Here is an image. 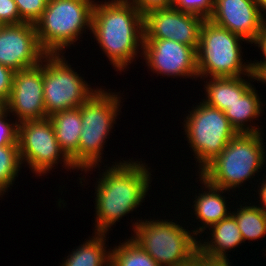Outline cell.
Instances as JSON below:
<instances>
[{
  "label": "cell",
  "mask_w": 266,
  "mask_h": 266,
  "mask_svg": "<svg viewBox=\"0 0 266 266\" xmlns=\"http://www.w3.org/2000/svg\"><path fill=\"white\" fill-rule=\"evenodd\" d=\"M104 166L95 185V224L93 233L108 234L115 222L144 202L151 184L150 167L137 159ZM105 170V171H104Z\"/></svg>",
  "instance_id": "cell-1"
},
{
  "label": "cell",
  "mask_w": 266,
  "mask_h": 266,
  "mask_svg": "<svg viewBox=\"0 0 266 266\" xmlns=\"http://www.w3.org/2000/svg\"><path fill=\"white\" fill-rule=\"evenodd\" d=\"M90 32L117 72L143 55V15L128 0L95 2Z\"/></svg>",
  "instance_id": "cell-2"
},
{
  "label": "cell",
  "mask_w": 266,
  "mask_h": 266,
  "mask_svg": "<svg viewBox=\"0 0 266 266\" xmlns=\"http://www.w3.org/2000/svg\"><path fill=\"white\" fill-rule=\"evenodd\" d=\"M263 134L237 133L198 174L213 186L228 192L243 188L244 183L255 178L266 164Z\"/></svg>",
  "instance_id": "cell-3"
},
{
  "label": "cell",
  "mask_w": 266,
  "mask_h": 266,
  "mask_svg": "<svg viewBox=\"0 0 266 266\" xmlns=\"http://www.w3.org/2000/svg\"><path fill=\"white\" fill-rule=\"evenodd\" d=\"M119 93L100 87L81 105L82 131L78 146V170L85 174L93 171V168H100L103 161L104 145L108 141L106 139L121 112L122 97Z\"/></svg>",
  "instance_id": "cell-4"
},
{
  "label": "cell",
  "mask_w": 266,
  "mask_h": 266,
  "mask_svg": "<svg viewBox=\"0 0 266 266\" xmlns=\"http://www.w3.org/2000/svg\"><path fill=\"white\" fill-rule=\"evenodd\" d=\"M95 0H48L35 23L39 44L47 54H64V49L91 30ZM85 31V32H84Z\"/></svg>",
  "instance_id": "cell-5"
},
{
  "label": "cell",
  "mask_w": 266,
  "mask_h": 266,
  "mask_svg": "<svg viewBox=\"0 0 266 266\" xmlns=\"http://www.w3.org/2000/svg\"><path fill=\"white\" fill-rule=\"evenodd\" d=\"M242 41L249 43L241 36L205 19L196 50L198 77L204 81L208 76L245 77L252 74L251 62H243Z\"/></svg>",
  "instance_id": "cell-6"
},
{
  "label": "cell",
  "mask_w": 266,
  "mask_h": 266,
  "mask_svg": "<svg viewBox=\"0 0 266 266\" xmlns=\"http://www.w3.org/2000/svg\"><path fill=\"white\" fill-rule=\"evenodd\" d=\"M133 223L131 238L160 266H179L198 250V238L173 219H140Z\"/></svg>",
  "instance_id": "cell-7"
},
{
  "label": "cell",
  "mask_w": 266,
  "mask_h": 266,
  "mask_svg": "<svg viewBox=\"0 0 266 266\" xmlns=\"http://www.w3.org/2000/svg\"><path fill=\"white\" fill-rule=\"evenodd\" d=\"M198 104L193 105L183 121L186 141L192 148L196 164L199 163L197 173L217 157L237 134L223 111L203 101Z\"/></svg>",
  "instance_id": "cell-8"
},
{
  "label": "cell",
  "mask_w": 266,
  "mask_h": 266,
  "mask_svg": "<svg viewBox=\"0 0 266 266\" xmlns=\"http://www.w3.org/2000/svg\"><path fill=\"white\" fill-rule=\"evenodd\" d=\"M68 64L62 54L43 58V95L47 116L80 107L96 90Z\"/></svg>",
  "instance_id": "cell-9"
},
{
  "label": "cell",
  "mask_w": 266,
  "mask_h": 266,
  "mask_svg": "<svg viewBox=\"0 0 266 266\" xmlns=\"http://www.w3.org/2000/svg\"><path fill=\"white\" fill-rule=\"evenodd\" d=\"M17 142L22 165L26 162L37 177L50 173L49 171L60 161L63 162L62 167L65 169H75L60 148L49 118L18 123Z\"/></svg>",
  "instance_id": "cell-10"
},
{
  "label": "cell",
  "mask_w": 266,
  "mask_h": 266,
  "mask_svg": "<svg viewBox=\"0 0 266 266\" xmlns=\"http://www.w3.org/2000/svg\"><path fill=\"white\" fill-rule=\"evenodd\" d=\"M142 57L157 76L198 78L196 49L191 46L169 39H144Z\"/></svg>",
  "instance_id": "cell-11"
},
{
  "label": "cell",
  "mask_w": 266,
  "mask_h": 266,
  "mask_svg": "<svg viewBox=\"0 0 266 266\" xmlns=\"http://www.w3.org/2000/svg\"><path fill=\"white\" fill-rule=\"evenodd\" d=\"M204 21L201 16L174 6L156 9L143 16L144 39H169L197 50Z\"/></svg>",
  "instance_id": "cell-12"
},
{
  "label": "cell",
  "mask_w": 266,
  "mask_h": 266,
  "mask_svg": "<svg viewBox=\"0 0 266 266\" xmlns=\"http://www.w3.org/2000/svg\"><path fill=\"white\" fill-rule=\"evenodd\" d=\"M47 53L38 41L35 24L20 23L0 28V64L14 72L36 67Z\"/></svg>",
  "instance_id": "cell-13"
},
{
  "label": "cell",
  "mask_w": 266,
  "mask_h": 266,
  "mask_svg": "<svg viewBox=\"0 0 266 266\" xmlns=\"http://www.w3.org/2000/svg\"><path fill=\"white\" fill-rule=\"evenodd\" d=\"M5 109L17 117L18 123L48 118L43 95V60L36 67L15 72Z\"/></svg>",
  "instance_id": "cell-14"
},
{
  "label": "cell",
  "mask_w": 266,
  "mask_h": 266,
  "mask_svg": "<svg viewBox=\"0 0 266 266\" xmlns=\"http://www.w3.org/2000/svg\"><path fill=\"white\" fill-rule=\"evenodd\" d=\"M209 20L253 44L262 30L257 0H215Z\"/></svg>",
  "instance_id": "cell-15"
},
{
  "label": "cell",
  "mask_w": 266,
  "mask_h": 266,
  "mask_svg": "<svg viewBox=\"0 0 266 266\" xmlns=\"http://www.w3.org/2000/svg\"><path fill=\"white\" fill-rule=\"evenodd\" d=\"M198 176L200 184H203L201 188L202 193L195 195L194 204L191 207L194 208L193 213L196 216L195 219H199V222L202 223L199 224V227L192 230L196 237L200 234V238L207 228L229 216L232 211L231 208L228 207L230 206V202H227L228 200H226L227 198H225V195L223 196V193L225 194L227 190L213 186L200 175ZM203 189L205 191H203ZM228 209L230 211H228Z\"/></svg>",
  "instance_id": "cell-16"
},
{
  "label": "cell",
  "mask_w": 266,
  "mask_h": 266,
  "mask_svg": "<svg viewBox=\"0 0 266 266\" xmlns=\"http://www.w3.org/2000/svg\"><path fill=\"white\" fill-rule=\"evenodd\" d=\"M211 238L198 240V251L202 254L214 258H227L232 249L244 243L242 234L237 222L232 214L210 226ZM209 239V240H208ZM207 241V242H206ZM239 245V246H238Z\"/></svg>",
  "instance_id": "cell-17"
},
{
  "label": "cell",
  "mask_w": 266,
  "mask_h": 266,
  "mask_svg": "<svg viewBox=\"0 0 266 266\" xmlns=\"http://www.w3.org/2000/svg\"><path fill=\"white\" fill-rule=\"evenodd\" d=\"M242 77H210V79H206L204 85L206 96L201 101L224 112L238 97H242L253 86L250 82H254L253 74L247 75L248 79Z\"/></svg>",
  "instance_id": "cell-18"
},
{
  "label": "cell",
  "mask_w": 266,
  "mask_h": 266,
  "mask_svg": "<svg viewBox=\"0 0 266 266\" xmlns=\"http://www.w3.org/2000/svg\"><path fill=\"white\" fill-rule=\"evenodd\" d=\"M48 118L60 148L78 171V146L82 131L81 106L54 113Z\"/></svg>",
  "instance_id": "cell-19"
},
{
  "label": "cell",
  "mask_w": 266,
  "mask_h": 266,
  "mask_svg": "<svg viewBox=\"0 0 266 266\" xmlns=\"http://www.w3.org/2000/svg\"><path fill=\"white\" fill-rule=\"evenodd\" d=\"M261 99L262 98H260L253 85L242 97H238V99L224 111L225 116L237 133L262 132L263 128L259 126L257 128L255 123L254 125L251 123L254 119L257 120L264 111L262 110L264 103Z\"/></svg>",
  "instance_id": "cell-20"
},
{
  "label": "cell",
  "mask_w": 266,
  "mask_h": 266,
  "mask_svg": "<svg viewBox=\"0 0 266 266\" xmlns=\"http://www.w3.org/2000/svg\"><path fill=\"white\" fill-rule=\"evenodd\" d=\"M92 237L72 251L60 266H110L111 249L106 245V233H92ZM108 249V251L106 250Z\"/></svg>",
  "instance_id": "cell-21"
},
{
  "label": "cell",
  "mask_w": 266,
  "mask_h": 266,
  "mask_svg": "<svg viewBox=\"0 0 266 266\" xmlns=\"http://www.w3.org/2000/svg\"><path fill=\"white\" fill-rule=\"evenodd\" d=\"M249 203V201L240 203V208L236 207L235 211L231 213L237 222L244 242L265 238L266 235V214L255 205L256 202L254 204L253 202H251L252 204Z\"/></svg>",
  "instance_id": "cell-22"
},
{
  "label": "cell",
  "mask_w": 266,
  "mask_h": 266,
  "mask_svg": "<svg viewBox=\"0 0 266 266\" xmlns=\"http://www.w3.org/2000/svg\"><path fill=\"white\" fill-rule=\"evenodd\" d=\"M111 249L110 266H160L131 237Z\"/></svg>",
  "instance_id": "cell-23"
},
{
  "label": "cell",
  "mask_w": 266,
  "mask_h": 266,
  "mask_svg": "<svg viewBox=\"0 0 266 266\" xmlns=\"http://www.w3.org/2000/svg\"><path fill=\"white\" fill-rule=\"evenodd\" d=\"M22 167L18 144L0 147V197L8 192ZM2 195V196H1Z\"/></svg>",
  "instance_id": "cell-24"
},
{
  "label": "cell",
  "mask_w": 266,
  "mask_h": 266,
  "mask_svg": "<svg viewBox=\"0 0 266 266\" xmlns=\"http://www.w3.org/2000/svg\"><path fill=\"white\" fill-rule=\"evenodd\" d=\"M20 19L35 24L42 16L48 0H14Z\"/></svg>",
  "instance_id": "cell-25"
},
{
  "label": "cell",
  "mask_w": 266,
  "mask_h": 266,
  "mask_svg": "<svg viewBox=\"0 0 266 266\" xmlns=\"http://www.w3.org/2000/svg\"><path fill=\"white\" fill-rule=\"evenodd\" d=\"M215 0H174L173 6L180 11L193 13L204 19L212 15Z\"/></svg>",
  "instance_id": "cell-26"
},
{
  "label": "cell",
  "mask_w": 266,
  "mask_h": 266,
  "mask_svg": "<svg viewBox=\"0 0 266 266\" xmlns=\"http://www.w3.org/2000/svg\"><path fill=\"white\" fill-rule=\"evenodd\" d=\"M8 115L11 116L6 109L0 113V147L18 144V122H12Z\"/></svg>",
  "instance_id": "cell-27"
},
{
  "label": "cell",
  "mask_w": 266,
  "mask_h": 266,
  "mask_svg": "<svg viewBox=\"0 0 266 266\" xmlns=\"http://www.w3.org/2000/svg\"><path fill=\"white\" fill-rule=\"evenodd\" d=\"M0 23L2 26L23 23L14 0H0Z\"/></svg>",
  "instance_id": "cell-28"
},
{
  "label": "cell",
  "mask_w": 266,
  "mask_h": 266,
  "mask_svg": "<svg viewBox=\"0 0 266 266\" xmlns=\"http://www.w3.org/2000/svg\"><path fill=\"white\" fill-rule=\"evenodd\" d=\"M14 74L13 70L0 64V100L3 103H6L9 99Z\"/></svg>",
  "instance_id": "cell-29"
},
{
  "label": "cell",
  "mask_w": 266,
  "mask_h": 266,
  "mask_svg": "<svg viewBox=\"0 0 266 266\" xmlns=\"http://www.w3.org/2000/svg\"><path fill=\"white\" fill-rule=\"evenodd\" d=\"M144 16L146 13L173 6L174 0H128Z\"/></svg>",
  "instance_id": "cell-30"
},
{
  "label": "cell",
  "mask_w": 266,
  "mask_h": 266,
  "mask_svg": "<svg viewBox=\"0 0 266 266\" xmlns=\"http://www.w3.org/2000/svg\"><path fill=\"white\" fill-rule=\"evenodd\" d=\"M254 45L260 48V51H262L263 55V61L262 59L260 61H253L252 65H266V23L263 24L262 30L260 31L259 35L257 36L256 40L253 42Z\"/></svg>",
  "instance_id": "cell-31"
},
{
  "label": "cell",
  "mask_w": 266,
  "mask_h": 266,
  "mask_svg": "<svg viewBox=\"0 0 266 266\" xmlns=\"http://www.w3.org/2000/svg\"><path fill=\"white\" fill-rule=\"evenodd\" d=\"M229 258L209 257L200 252V266H231Z\"/></svg>",
  "instance_id": "cell-32"
},
{
  "label": "cell",
  "mask_w": 266,
  "mask_h": 266,
  "mask_svg": "<svg viewBox=\"0 0 266 266\" xmlns=\"http://www.w3.org/2000/svg\"><path fill=\"white\" fill-rule=\"evenodd\" d=\"M260 179H262V183L260 184L261 186H259V184H258V187H257V194H259L258 196V198H260L259 199V203L257 204V206L266 214V174H265V176H264V178L262 177V178H260Z\"/></svg>",
  "instance_id": "cell-33"
},
{
  "label": "cell",
  "mask_w": 266,
  "mask_h": 266,
  "mask_svg": "<svg viewBox=\"0 0 266 266\" xmlns=\"http://www.w3.org/2000/svg\"><path fill=\"white\" fill-rule=\"evenodd\" d=\"M254 81L266 84V65H252Z\"/></svg>",
  "instance_id": "cell-34"
},
{
  "label": "cell",
  "mask_w": 266,
  "mask_h": 266,
  "mask_svg": "<svg viewBox=\"0 0 266 266\" xmlns=\"http://www.w3.org/2000/svg\"><path fill=\"white\" fill-rule=\"evenodd\" d=\"M179 266H200V251L197 250L188 261Z\"/></svg>",
  "instance_id": "cell-35"
},
{
  "label": "cell",
  "mask_w": 266,
  "mask_h": 266,
  "mask_svg": "<svg viewBox=\"0 0 266 266\" xmlns=\"http://www.w3.org/2000/svg\"><path fill=\"white\" fill-rule=\"evenodd\" d=\"M258 2V8H259V14L264 23H266V0H257ZM264 12V13H263Z\"/></svg>",
  "instance_id": "cell-36"
},
{
  "label": "cell",
  "mask_w": 266,
  "mask_h": 266,
  "mask_svg": "<svg viewBox=\"0 0 266 266\" xmlns=\"http://www.w3.org/2000/svg\"><path fill=\"white\" fill-rule=\"evenodd\" d=\"M5 109V103L0 100V113Z\"/></svg>",
  "instance_id": "cell-37"
}]
</instances>
